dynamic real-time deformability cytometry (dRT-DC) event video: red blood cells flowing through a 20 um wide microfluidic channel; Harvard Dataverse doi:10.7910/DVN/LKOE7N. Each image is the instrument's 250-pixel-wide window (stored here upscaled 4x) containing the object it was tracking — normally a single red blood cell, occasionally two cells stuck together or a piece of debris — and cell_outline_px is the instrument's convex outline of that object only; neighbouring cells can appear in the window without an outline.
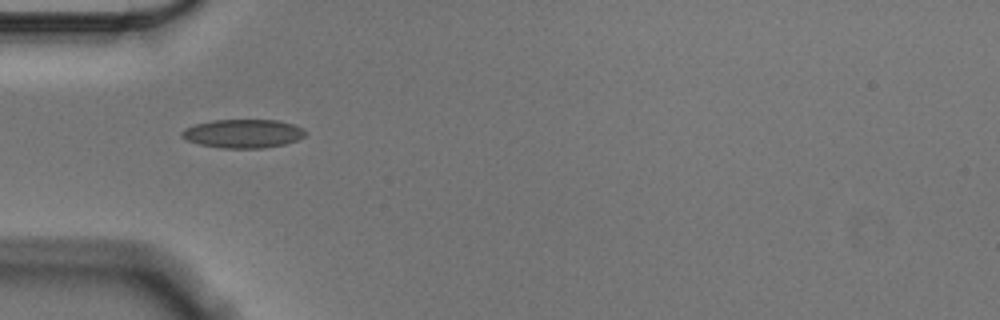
{"species": "Egyptian fruit bat (a non-hibernating species)", "species_latin": "Rousettus aegyptiacus", "temperature_condition": "cold", "stored_images_in_passage": 37, "camera_frame_rate_fps": 3000, "um_per_image_px": 0.085, "animal": {"sex": "male"}, "frame": {"image": 1, "passage_image": 1, "time_ms": 0.0, "image_size_px": [1000, 320], "cell_outline_px": [[304, 136], [296, 140], [284, 144], [264, 148], [220, 148], [200, 144], [188, 140], [180, 136], [180, 132], [184, 128], [196, 124], [212, 120], [276, 120], [292, 124], [300, 128], [304, 132]], "centroid_in_image_um": [20.6, 11.35], "position_along_channel_um": 64.4, "area_um2": 20.4}}
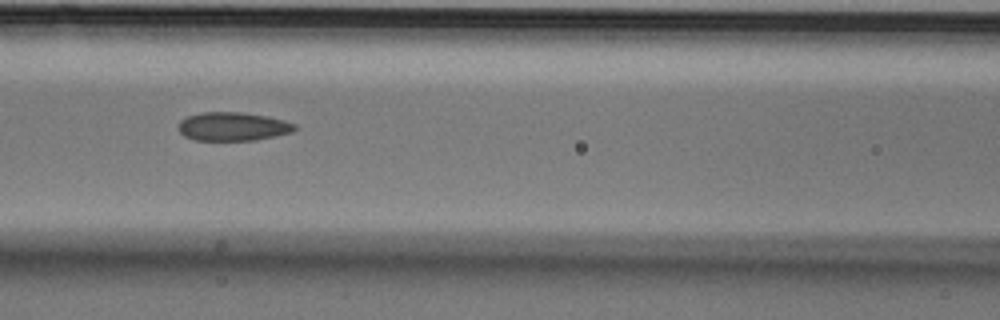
{"frame": {"image": 2, "passage_image": 8, "time_ms": 2.333, "image_size_px": [1000, 320], "cell_outline_px": [[296, 128], [292, 132], [256, 140], [196, 140], [184, 136], [176, 128], [176, 124], [180, 120], [188, 116], [200, 112], [240, 112], [268, 116], [296, 124]], "centroid_in_image_um": [19.74, 10.75], "position_along_channel_um": 146.9, "area_um2": 19.48}}
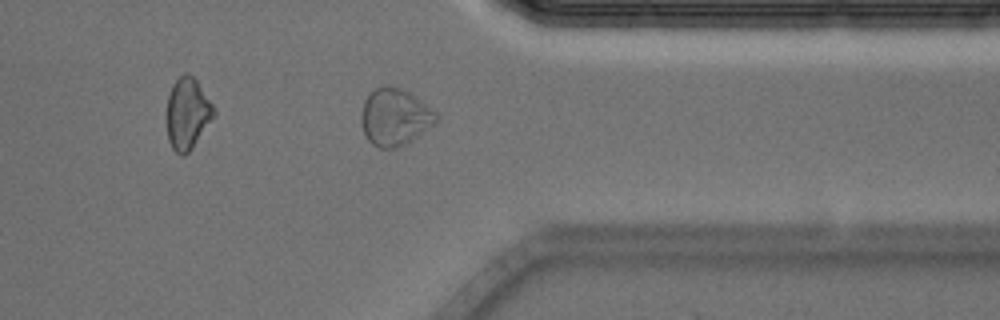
{"frame": {"image": 3, "passage_image": 28, "time_ms": 9.0, "image_size_px": [1000, 320], "cell_outline_px": [[440, 116], [436, 124], [404, 144], [396, 148], [380, 148], [372, 144], [368, 140], [364, 132], [360, 120], [360, 112], [364, 100], [376, 88], [400, 88], [408, 92], [436, 112]], "centroid_in_image_um": [33.56, 9.99], "position_along_channel_um": 377.8, "area_um2": 24.51}, "authors_computed_cell_mechanics": {"area_um2": 19.941, "velocity_mm_per_s": 3.5384, "shape_relaxation_time_tau1_ms": null, "shape_relaxation_time_tau2_ms": 2.5634, "deformation_change_tau1": null, "deformation_change_tau2": 0.0793}}